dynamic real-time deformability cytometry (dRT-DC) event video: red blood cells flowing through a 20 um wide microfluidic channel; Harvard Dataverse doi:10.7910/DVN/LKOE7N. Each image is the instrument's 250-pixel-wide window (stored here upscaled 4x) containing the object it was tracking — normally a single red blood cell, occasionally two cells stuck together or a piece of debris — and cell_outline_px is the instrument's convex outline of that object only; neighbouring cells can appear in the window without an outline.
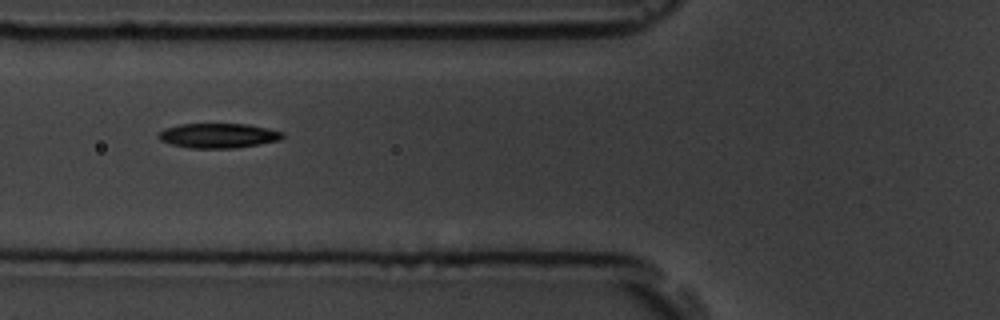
{"species": "common noctule bat (a hibernating species)", "species_latin": "Nyctalus noctula", "temperature_condition": "room temperature", "stored_images_in_passage": 15, "camera_frame_rate_fps": 3000, "um_per_image_px": 0.085, "animal": {"sex": "male", "body_mass_g": 19.5, "forearm_length_mm": 54.6}, "frame": {"image": 1, "passage_image": 5, "time_ms": 4.667, "image_size_px": [1000, 320], "cell_outline_px": [[284, 136], [280, 140], [260, 144], [236, 148], [188, 148], [172, 144], [160, 140], [156, 136], [164, 128], [180, 124], [248, 124], [268, 128], [284, 132]], "centroid_in_image_um": [18.56, 11.53], "position_along_channel_um": 107.2, "area_um2": 17.98}}
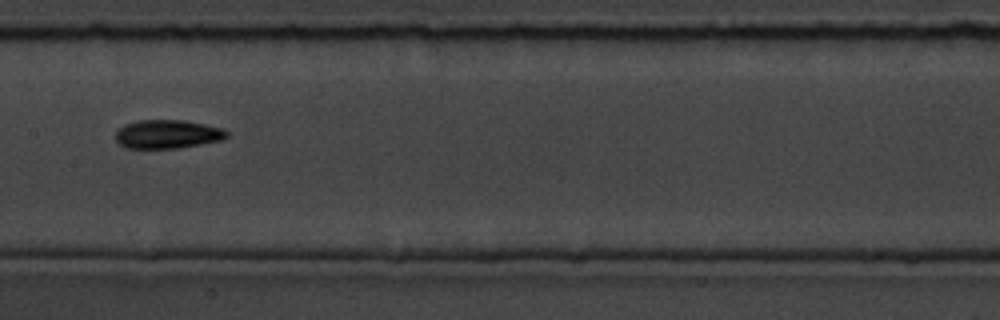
{"frame": {"image": 2, "passage_image": 7, "time_ms": 7.0, "image_size_px": [1000, 320], "cell_outline_px": [[228, 136], [220, 140], [200, 144], [176, 148], [124, 148], [116, 140], [116, 132], [124, 124], [136, 120], [184, 120], [224, 128], [228, 132]], "centroid_in_image_um": [14.22, 11.39], "position_along_channel_um": 193.2, "area_um2": 18.55}}
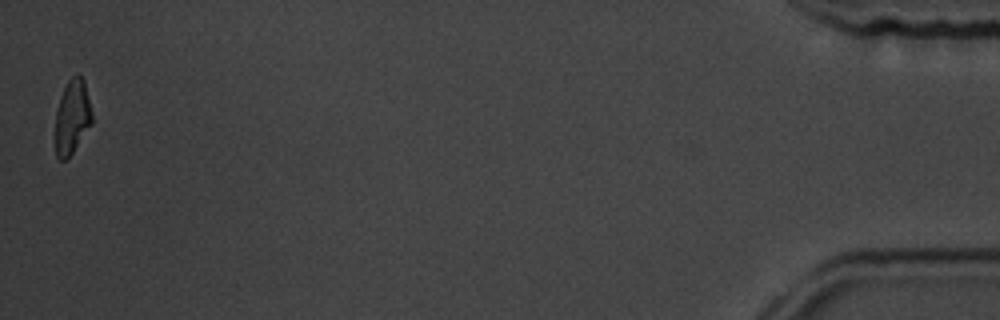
{"frame": {"image": 3, "passage_image": 15, "time_ms": 16.0, "image_size_px": [1000, 320], "cell_outline_px": [[92, 124], [72, 152], [64, 160], [60, 160], [56, 156], [56, 112], [60, 96], [68, 80], [76, 72], [84, 80], [92, 112]], "centroid_in_image_um": [6.14, 9.9], "position_along_channel_um": 429.1, "area_um2": 15.72}, "authors_computed_cell_mechanics": {"area_um2": 17.5134, "velocity_mm_per_s": 3.6711, "shape_relaxation_time_tau1_ms": 5.5368, "shape_relaxation_time_tau2_ms": 2.0007, "deformation_change_tau1": 0.1502, "deformation_change_tau2": 0.0648}}